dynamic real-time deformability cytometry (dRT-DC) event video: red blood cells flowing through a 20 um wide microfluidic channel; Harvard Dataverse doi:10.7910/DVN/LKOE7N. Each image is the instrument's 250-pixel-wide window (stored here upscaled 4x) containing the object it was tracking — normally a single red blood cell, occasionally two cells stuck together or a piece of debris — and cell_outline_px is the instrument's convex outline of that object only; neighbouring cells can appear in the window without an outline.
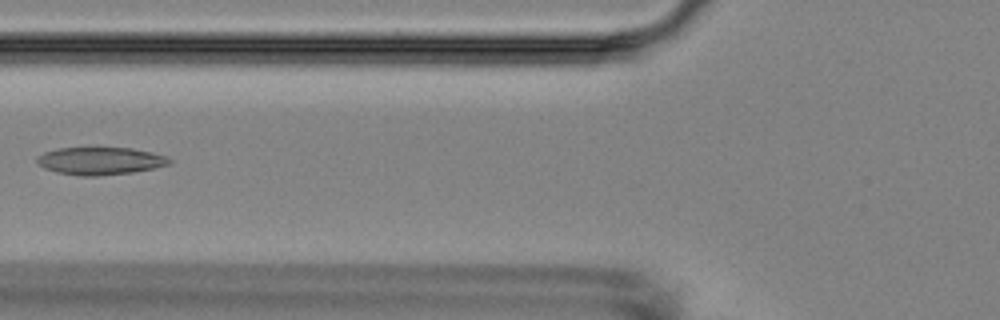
{"species": "Egyptian fruit bat (a non-hibernating species)", "species_latin": "Rousettus aegyptiacus", "temperature_condition": "room temperature", "stored_images_in_passage": 5, "camera_frame_rate_fps": 3000, "um_per_image_px": 0.085, "animal": {"sex": "female"}, "frame": {"image": 1, "passage_image": 3, "time_ms": 2.333, "image_size_px": [1000, 320], "cell_outline_px": [[172, 160], [168, 164], [152, 168], [132, 172], [96, 176], [80, 176], [56, 172], [44, 168], [36, 160], [36, 156], [44, 152], [60, 148], [132, 148], [152, 152], [168, 156]], "centroid_in_image_um": [8.51, 13.67], "position_along_channel_um": 117.3, "area_um2": 21.15}}